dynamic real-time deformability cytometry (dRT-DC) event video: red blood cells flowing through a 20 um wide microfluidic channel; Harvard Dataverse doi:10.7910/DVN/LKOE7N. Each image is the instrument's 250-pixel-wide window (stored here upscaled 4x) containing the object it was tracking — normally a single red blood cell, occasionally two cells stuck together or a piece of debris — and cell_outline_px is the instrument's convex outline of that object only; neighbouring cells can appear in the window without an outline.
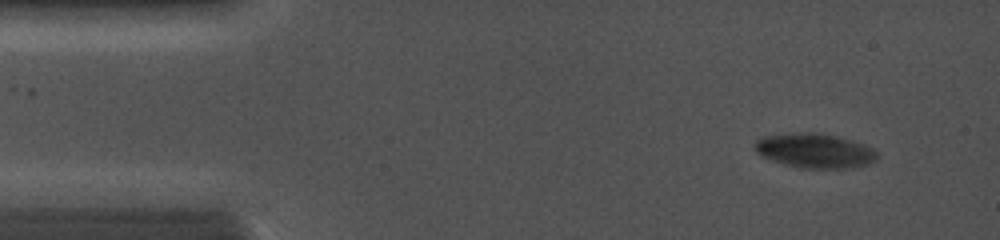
{"species": "common noctule bat (a hibernating species)", "species_latin": "Nyctalus noctula", "temperature_condition": "cold", "stored_images_in_passage": 5, "camera_frame_rate_fps": 5000, "um_per_image_px": 0.085, "animal": {"sex": "female", "body_mass_g": 19.0, "forearm_length_mm": 56.7}, "frame": {"image": 1, "passage_image": 2, "time_ms": 0.4, "image_size_px": [1000, 240], "cell_outline_px": [[876, 160], [868, 164], [844, 168], [800, 168], [772, 160], [760, 156], [756, 152], [756, 140], [764, 136], [800, 132], [816, 132], [836, 136], [852, 140], [864, 144], [872, 148], [876, 152]], "centroid_in_image_um": [69.25, 12.8], "position_along_channel_um": 15.8, "area_um2": 24.39}}